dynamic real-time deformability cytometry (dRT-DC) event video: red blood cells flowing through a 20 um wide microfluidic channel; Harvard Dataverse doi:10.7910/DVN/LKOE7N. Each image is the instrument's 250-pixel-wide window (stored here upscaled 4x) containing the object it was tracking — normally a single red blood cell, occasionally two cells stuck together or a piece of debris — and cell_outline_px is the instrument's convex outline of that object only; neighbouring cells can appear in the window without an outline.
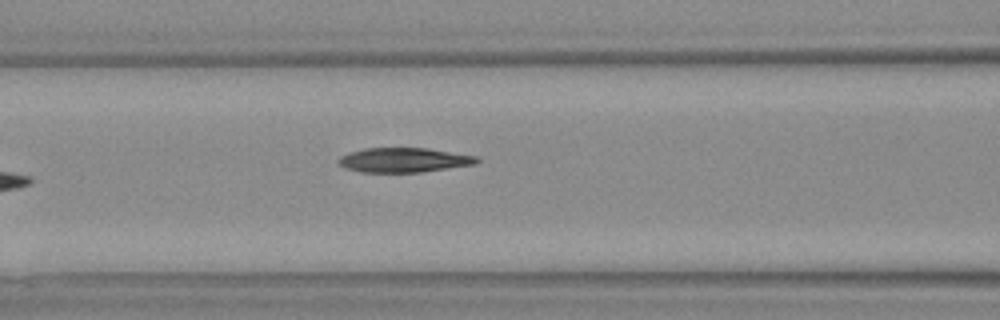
{"species": "Egyptian fruit bat (a non-hibernating species)", "species_latin": "Rousettus aegyptiacus", "temperature_condition": "warm", "stored_images_in_passage": 23, "camera_frame_rate_fps": 3000, "um_per_image_px": 0.085, "animal": {"sex": "female"}, "frame": {"image": 1, "passage_image": 4, "time_ms": 1.0, "image_size_px": [1000, 320], "cell_outline_px": [[480, 160], [476, 164], [420, 172], [360, 172], [344, 168], [336, 164], [336, 160], [340, 156], [348, 152], [364, 148], [428, 148], [476, 156]], "centroid_in_image_um": [34.25, 13.6], "position_along_channel_um": 132.3, "area_um2": 19.94}}